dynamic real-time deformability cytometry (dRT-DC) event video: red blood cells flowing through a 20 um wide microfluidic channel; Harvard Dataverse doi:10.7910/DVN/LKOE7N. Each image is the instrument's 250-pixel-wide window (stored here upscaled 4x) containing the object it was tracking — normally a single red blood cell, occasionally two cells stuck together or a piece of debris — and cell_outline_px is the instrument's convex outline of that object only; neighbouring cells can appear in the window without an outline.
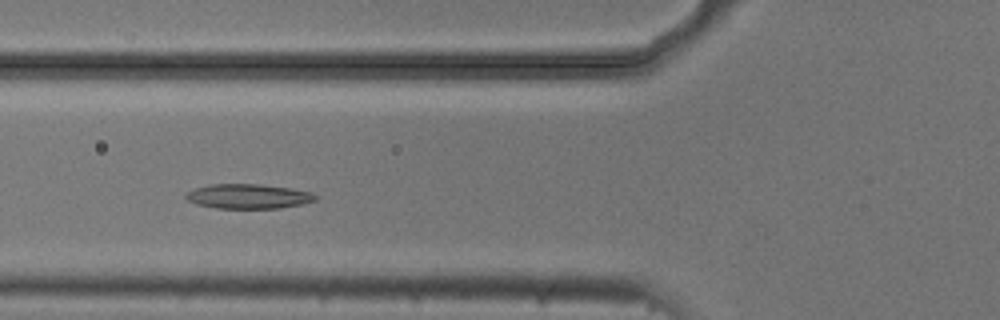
{"species": "common noctule bat (a hibernating species)", "species_latin": "Nyctalus noctula", "temperature_condition": "cold", "stored_images_in_passage": 5, "camera_frame_rate_fps": 3000, "um_per_image_px": 0.085, "animal": {"sex": "male", "body_mass_g": 20.5, "forearm_length_mm": 52.5}, "frame": {"image": 1, "passage_image": 4, "time_ms": 1.0, "image_size_px": [1000, 320], "cell_outline_px": [[320, 196], [316, 200], [304, 204], [280, 208], [216, 208], [196, 204], [188, 200], [184, 196], [188, 192], [196, 188], [212, 184], [260, 184], [292, 188], [312, 192]], "centroid_in_image_um": [21.18, 16.69], "position_along_channel_um": 104.6, "area_um2": 18.73}}
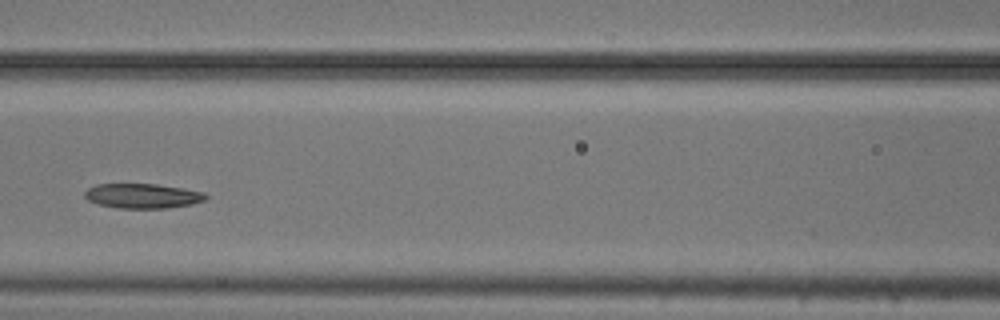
{"frame": {"image": 2, "passage_image": 5, "time_ms": 1.333, "image_size_px": [1000, 320], "cell_outline_px": [[208, 196], [204, 200], [192, 204], [168, 208], [116, 208], [100, 204], [88, 200], [84, 196], [84, 192], [88, 188], [96, 184], [156, 184], [184, 188], [204, 192]], "centroid_in_image_um": [12.13, 16.65], "position_along_channel_um": 154.5, "area_um2": 17.46}}